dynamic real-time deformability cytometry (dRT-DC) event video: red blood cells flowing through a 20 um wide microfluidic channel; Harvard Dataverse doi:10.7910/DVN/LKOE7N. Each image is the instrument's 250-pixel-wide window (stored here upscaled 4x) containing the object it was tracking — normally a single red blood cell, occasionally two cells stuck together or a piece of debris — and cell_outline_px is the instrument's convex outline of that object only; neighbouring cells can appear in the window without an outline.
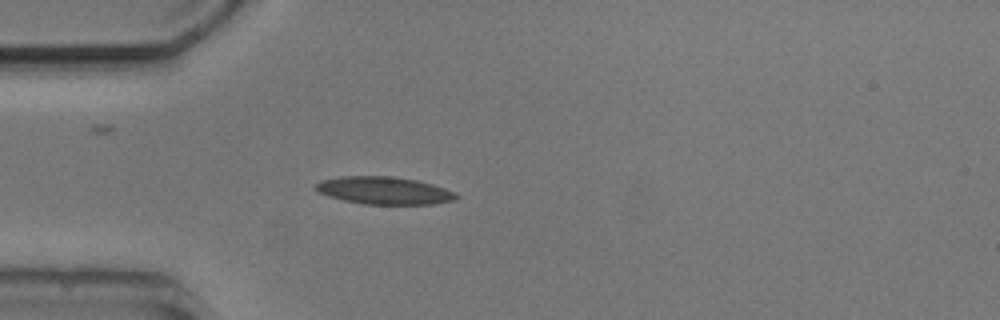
{"species": "common noctule bat (a hibernating species)", "species_latin": "Nyctalus noctula", "temperature_condition": "cold", "stored_images_in_passage": 5, "camera_frame_rate_fps": 3000, "um_per_image_px": 0.085, "animal": {"sex": "male", "body_mass_g": 20.5, "forearm_length_mm": 52.5}, "frame": {"image": 1, "passage_image": 5, "time_ms": 4.667, "image_size_px": [1000, 320], "cell_outline_px": [[460, 196], [452, 200], [432, 204], [364, 204], [344, 200], [328, 196], [320, 192], [316, 188], [316, 184], [320, 180], [340, 176], [392, 176], [416, 180], [432, 184], [456, 192]], "centroid_in_image_um": [32.66, 16.19], "position_along_channel_um": 52.3, "area_um2": 22.43}}